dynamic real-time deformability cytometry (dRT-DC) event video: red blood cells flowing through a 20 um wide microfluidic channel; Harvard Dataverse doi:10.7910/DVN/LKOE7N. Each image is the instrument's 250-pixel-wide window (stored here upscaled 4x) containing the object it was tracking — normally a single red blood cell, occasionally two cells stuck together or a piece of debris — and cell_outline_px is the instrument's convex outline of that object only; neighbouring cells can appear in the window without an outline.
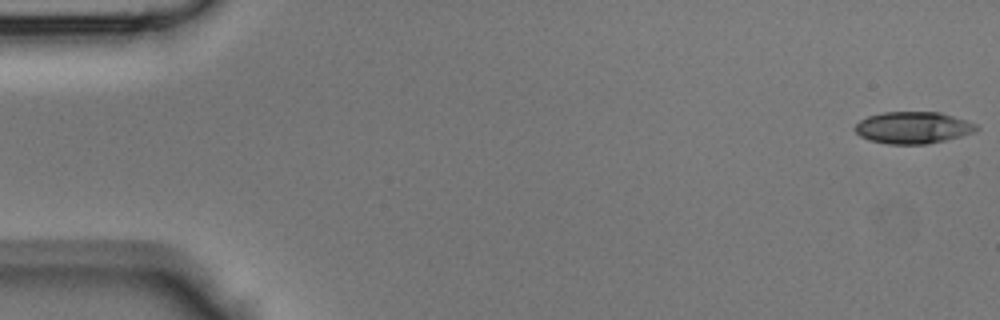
{"species": "Egyptian fruit bat (a non-hibernating species)", "species_latin": "Rousettus aegyptiacus", "temperature_condition": "room temperature", "stored_images_in_passage": 44, "camera_frame_rate_fps": 3000, "um_per_image_px": 0.085, "animal": {"sex": "male"}, "frame": {"image": 1, "passage_image": 1, "time_ms": 0.0, "image_size_px": [1000, 320], "cell_outline_px": [[980, 128], [976, 132], [928, 144], [888, 144], [872, 140], [860, 136], [852, 128], [860, 120], [868, 116], [884, 112], [940, 112], [976, 124]], "centroid_in_image_um": [77.6, 10.85], "position_along_channel_um": 7.4, "area_um2": 22.43}}
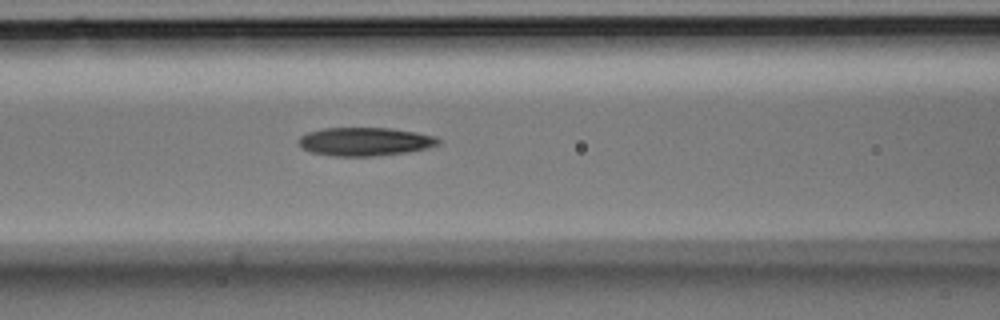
{"frame": {"image": 2, "passage_image": 18, "time_ms": 5.667, "image_size_px": [1000, 320], "cell_outline_px": [[440, 144], [428, 148], [404, 152], [372, 156], [332, 156], [312, 152], [304, 148], [296, 140], [300, 136], [308, 132], [324, 128], [392, 128], [416, 132], [436, 136], [440, 140]], "centroid_in_image_um": [31.03, 12.03], "position_along_channel_um": 135.6, "area_um2": 23.06}}
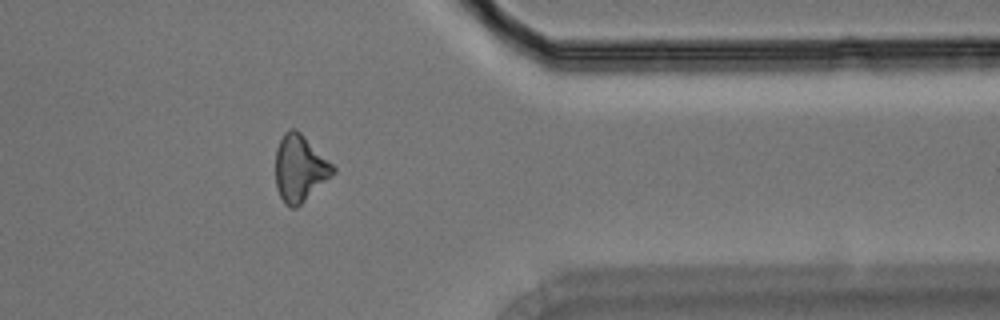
{"frame": {"image": 3, "passage_image": 35, "time_ms": 11.333, "image_size_px": [1000, 320], "cell_outline_px": [[336, 172], [296, 208], [288, 208], [284, 204], [276, 188], [276, 148], [284, 132], [288, 128], [296, 128], [336, 168]], "centroid_in_image_um": [25.46, 14.31], "position_along_channel_um": 385.9, "area_um2": 22.2}}